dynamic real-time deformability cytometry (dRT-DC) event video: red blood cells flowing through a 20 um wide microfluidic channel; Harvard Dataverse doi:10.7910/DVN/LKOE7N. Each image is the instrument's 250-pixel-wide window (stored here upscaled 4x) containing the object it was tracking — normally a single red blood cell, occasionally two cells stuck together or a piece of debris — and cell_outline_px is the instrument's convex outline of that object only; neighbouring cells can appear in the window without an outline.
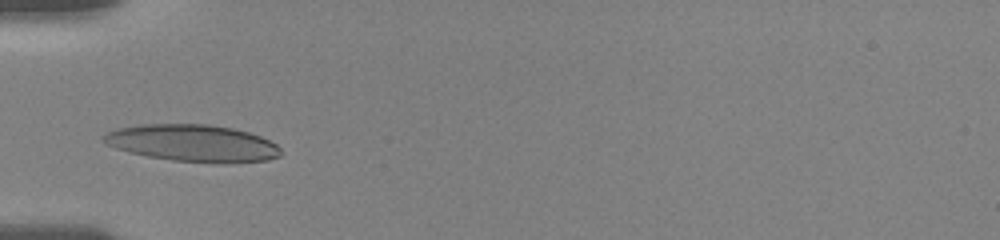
{"species": "human", "species_latin": "Homo sapiens", "temperature_condition": "room temperature", "stored_images_in_passage": 46, "camera_frame_rate_fps": 3000, "um_per_image_px": 0.085, "donor": {"sex": "female"}, "frame": {"image": 1, "passage_image": 1, "time_ms": 0.0, "image_size_px": [1000, 240], "cell_outline_px": [[280, 156], [268, 160], [224, 164], [212, 164], [172, 160], [148, 156], [116, 148], [104, 144], [100, 140], [100, 136], [116, 128], [140, 124], [208, 124], [232, 128], [248, 132], [260, 136], [276, 144], [280, 148]], "centroid_in_image_um": [16.36, 12.17], "position_along_channel_um": 68.6, "area_um2": 38.61}}
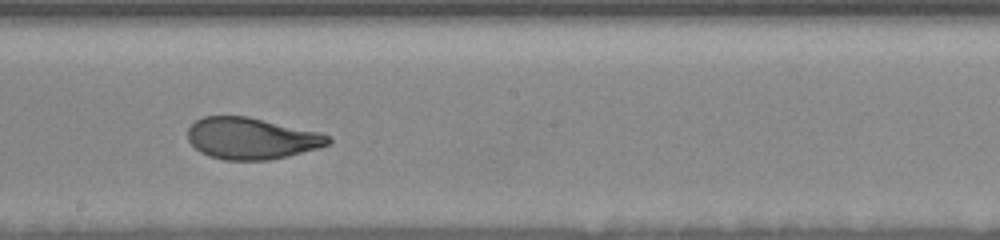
{"frame": {"image": 2, "passage_image": 28, "time_ms": 4.333, "image_size_px": [1000, 240], "cell_outline_px": [[332, 140], [328, 144], [316, 148], [268, 160], [224, 160], [208, 156], [200, 152], [188, 140], [188, 128], [196, 120], [204, 116], [248, 116], [320, 132], [328, 136]], "centroid_in_image_um": [21.33, 11.75], "position_along_channel_um": 226.9, "area_um2": 33.76}}
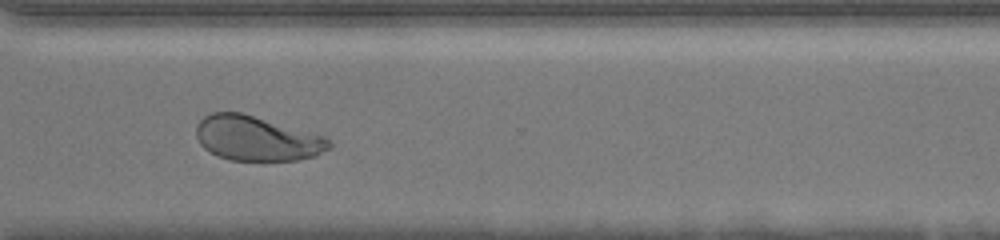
{"frame": {"image": 3, "passage_image": 45, "time_ms": 7.667, "image_size_px": [1000, 240], "cell_outline_px": [[332, 144], [328, 148], [316, 156], [296, 160], [228, 160], [216, 156], [204, 148], [200, 144], [196, 136], [196, 124], [204, 116], [212, 112], [240, 112], [324, 136]], "centroid_in_image_um": [21.77, 11.77], "position_along_channel_um": 348.8, "area_um2": 34.45}}